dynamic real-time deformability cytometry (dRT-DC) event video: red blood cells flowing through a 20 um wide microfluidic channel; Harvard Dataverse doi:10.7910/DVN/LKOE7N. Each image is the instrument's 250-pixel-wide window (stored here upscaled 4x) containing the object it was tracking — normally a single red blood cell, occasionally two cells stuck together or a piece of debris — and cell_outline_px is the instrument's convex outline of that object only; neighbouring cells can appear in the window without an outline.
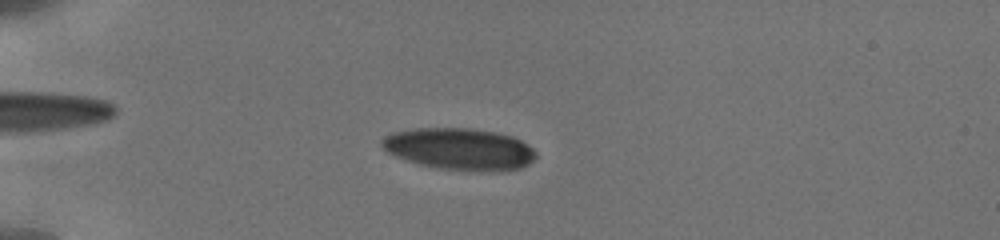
{"species": "human", "species_latin": "Homo sapiens", "temperature_condition": "cold", "stored_images_in_passage": 55, "camera_frame_rate_fps": 3000, "um_per_image_px": 0.085, "donor": {"sex": "male"}, "frame": {"image": 1, "passage_image": 16, "time_ms": 5.0, "image_size_px": [1000, 240], "cell_outline_px": [[536, 156], [528, 164], [520, 168], [496, 172], [440, 168], [420, 164], [396, 156], [388, 152], [380, 144], [380, 140], [384, 136], [392, 132], [412, 128], [472, 128], [496, 132], [512, 136], [528, 144], [536, 152]], "centroid_in_image_um": [39.06, 12.65], "position_along_channel_um": 45.9, "area_um2": 37.51}}
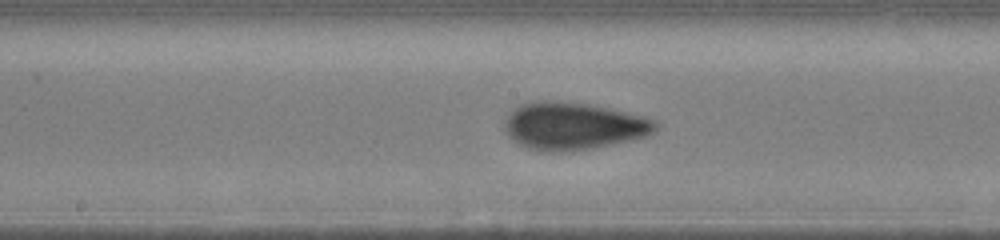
{"frame": {"image": 2, "passage_image": 31, "time_ms": 10.0, "image_size_px": [1000, 240], "cell_outline_px": [[660, 124], [656, 132], [644, 136], [628, 140], [592, 148], [572, 152], [540, 152], [528, 148], [520, 144], [508, 136], [504, 128], [504, 120], [520, 104], [540, 100], [552, 100], [588, 104], [608, 108], [644, 116], [656, 120]], "centroid_in_image_um": [48.73, 10.72], "position_along_channel_um": 199.5, "area_um2": 41.85}}
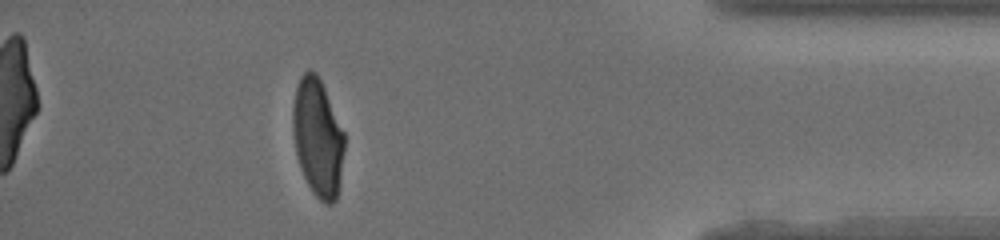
{"frame": {"image": 3, "passage_image": 50, "time_ms": 16.333, "image_size_px": [1000, 240], "cell_outline_px": [[344, 152], [340, 184], [336, 200], [332, 204], [324, 204], [312, 192], [300, 168], [296, 156], [292, 132], [292, 108], [296, 88], [300, 76], [308, 68], [316, 72], [324, 88], [344, 132]], "centroid_in_image_um": [26.99, 11.71], "position_along_channel_um": 408.2, "area_um2": 35.72}, "authors_computed_cell_mechanics": {"area_um2": 37.3966, "velocity_mm_per_s": 3.8489, "shape_relaxation_time_tau1_ms": 3.8547, "shape_relaxation_time_tau2_ms": 1.0922, "deformation_change_tau1": 0.1438, "deformation_change_tau2": 0.0646}}